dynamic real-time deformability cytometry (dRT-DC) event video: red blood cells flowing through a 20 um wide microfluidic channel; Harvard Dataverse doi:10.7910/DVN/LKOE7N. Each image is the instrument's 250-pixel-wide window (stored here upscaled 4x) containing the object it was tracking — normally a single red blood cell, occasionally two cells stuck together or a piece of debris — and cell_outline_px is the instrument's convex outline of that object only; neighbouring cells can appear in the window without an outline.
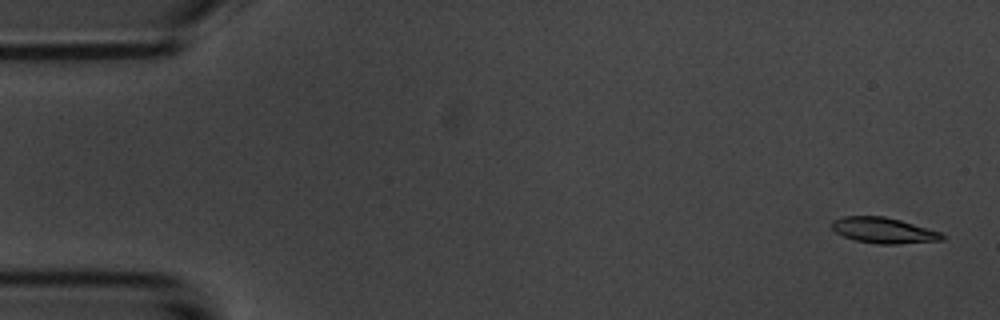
{"species": "common noctule bat (a hibernating species)", "species_latin": "Nyctalus noctula", "temperature_condition": "room temperature", "stored_images_in_passage": 6, "segment_of_instrument_passage": [1, 2], "camera_frame_rate_fps": 3000, "um_per_image_px": 0.085, "animal": {"sex": "male", "body_mass_g": 20.1, "forearm_length_mm": 53.5}, "frame": {"image": 1, "passage_image": 1, "time_ms": 0.0, "image_size_px": [1000, 320], "cell_outline_px": [[944, 240], [896, 244], [876, 244], [856, 240], [844, 236], [836, 232], [832, 228], [832, 220], [844, 216], [884, 216], [900, 220], [940, 232], [944, 236]], "centroid_in_image_um": [75.09, 19.58], "position_along_channel_um": 9.9, "area_um2": 16.36}}
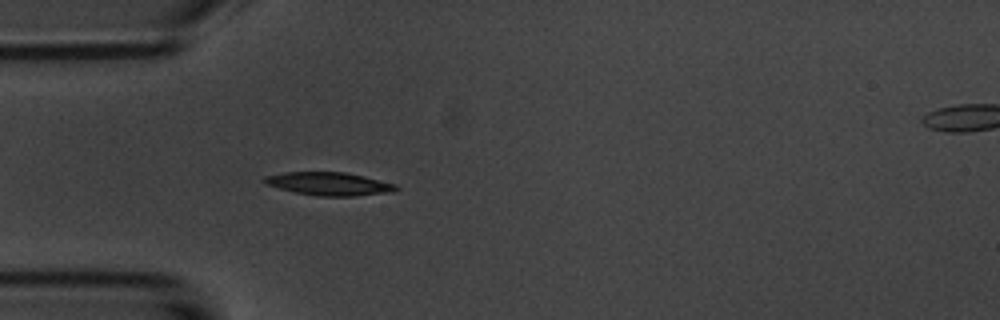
{"frame": {"image": 2, "passage_image": 5, "time_ms": 4.667, "image_size_px": [1000, 320], "cell_outline_px": [[400, 188], [396, 192], [356, 196], [316, 196], [296, 192], [264, 184], [260, 180], [264, 176], [284, 172], [344, 172], [364, 176], [396, 184]], "centroid_in_image_um": [27.99, 15.63], "position_along_channel_um": 57.0, "area_um2": 17.98}}